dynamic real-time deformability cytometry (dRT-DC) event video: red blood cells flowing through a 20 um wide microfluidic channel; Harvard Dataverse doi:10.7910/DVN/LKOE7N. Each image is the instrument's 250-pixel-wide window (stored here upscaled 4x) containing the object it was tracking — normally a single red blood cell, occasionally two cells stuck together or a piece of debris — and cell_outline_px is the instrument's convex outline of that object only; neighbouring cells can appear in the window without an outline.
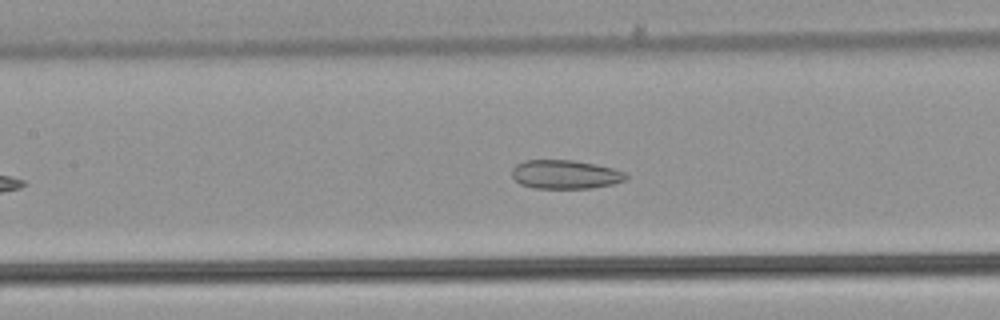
{"species": "common noctule bat (a hibernating species)", "species_latin": "Nyctalus noctula", "temperature_condition": "warm", "stored_images_in_passage": 34, "camera_frame_rate_fps": 3000, "um_per_image_px": 0.085, "animal": {"sex": "male", "body_mass_g": 21.5, "forearm_length_mm": 52.0}, "frame": {"image": 1, "passage_image": 15, "time_ms": 4.667, "image_size_px": [1000, 320], "cell_outline_px": [[628, 176], [624, 180], [612, 184], [592, 188], [536, 188], [520, 184], [512, 176], [512, 168], [516, 164], [524, 160], [572, 160], [612, 168], [624, 172]], "centroid_in_image_um": [48.01, 14.82], "position_along_channel_um": 159.4, "area_um2": 18.96}}
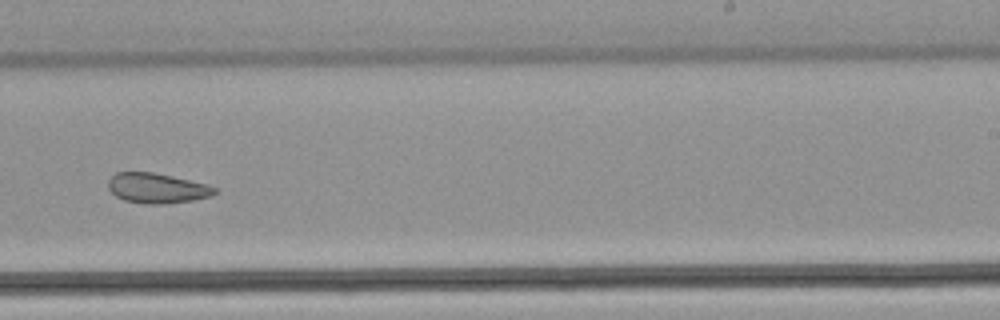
{"frame": {"image": 2, "passage_image": 24, "time_ms": 7.667, "image_size_px": [1000, 320], "cell_outline_px": [[220, 192], [212, 196], [192, 200], [160, 204], [144, 204], [124, 200], [116, 196], [108, 188], [108, 180], [116, 172], [152, 172], [172, 176], [204, 184], [216, 188]], "centroid_in_image_um": [13.33, 16.0], "position_along_channel_um": 275.7, "area_um2": 18.55}}
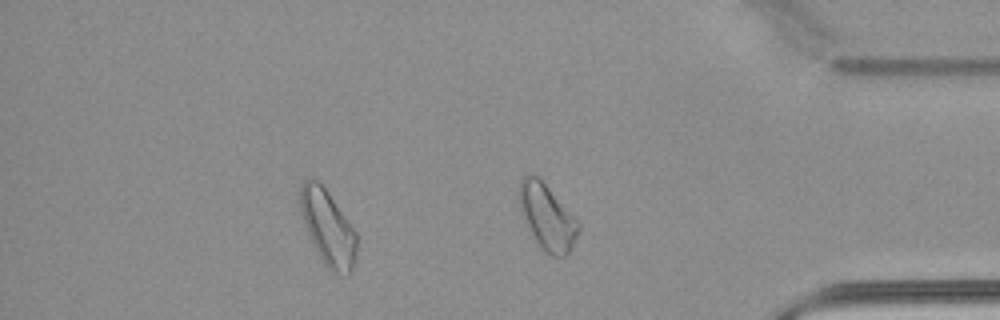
{"frame": {"image": 3, "passage_image": 34, "time_ms": 11.0, "image_size_px": [1000, 320], "cell_outline_px": [[580, 228], [568, 252], [564, 256], [552, 256], [540, 248], [520, 208], [520, 180], [524, 176], [536, 176], [548, 188], [580, 224]], "centroid_in_image_um": [46.52, 18.47], "position_along_channel_um": 388.7, "area_um2": 21.33}, "authors_computed_cell_mechanics": {"area_um2": 19.8254, "velocity_mm_per_s": 3.894, "shape_relaxation_time_tau1_ms": null, "shape_relaxation_time_tau2_ms": 3.412, "deformation_change_tau1": null, "deformation_change_tau2": 0.1131}}